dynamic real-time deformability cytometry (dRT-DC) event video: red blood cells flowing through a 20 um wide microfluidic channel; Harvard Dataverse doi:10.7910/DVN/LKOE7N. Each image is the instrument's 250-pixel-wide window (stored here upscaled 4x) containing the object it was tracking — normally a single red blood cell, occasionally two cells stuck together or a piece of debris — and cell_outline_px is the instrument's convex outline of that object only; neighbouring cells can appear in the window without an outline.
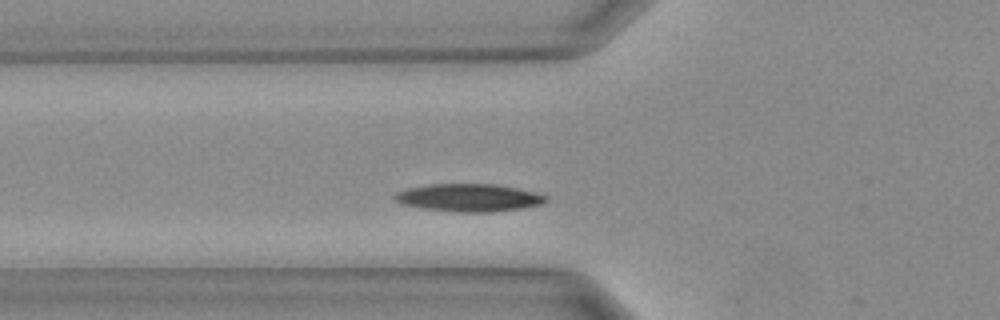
{"species": "Egyptian fruit bat (a non-hibernating species)", "species_latin": "Rousettus aegyptiacus", "temperature_condition": "warm", "stored_images_in_passage": 26, "camera_frame_rate_fps": 3000, "um_per_image_px": 0.085, "animal": {"sex": "female"}, "frame": {"image": 1, "passage_image": 5, "time_ms": 1.333, "image_size_px": [1000, 320], "cell_outline_px": [[548, 200], [544, 204], [520, 208], [492, 212], [456, 212], [424, 208], [400, 204], [392, 200], [392, 196], [396, 192], [408, 188], [428, 184], [496, 184], [516, 188], [548, 196]], "centroid_in_image_um": [39.81, 16.8], "position_along_channel_um": 86.0, "area_um2": 24.51}}
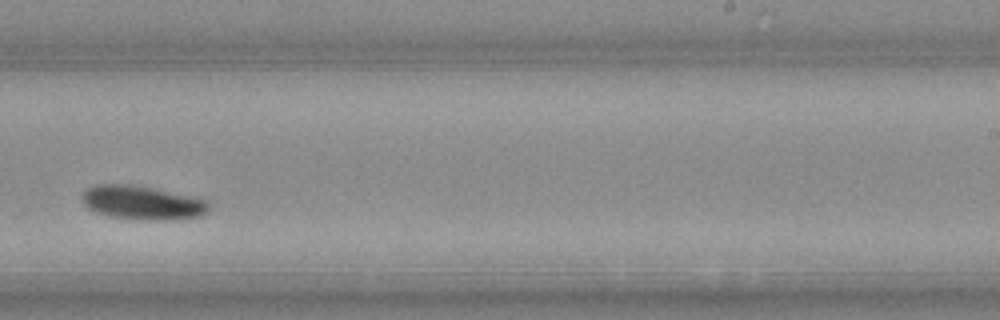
{"frame": {"image": 2, "passage_image": 15, "time_ms": 4.667, "image_size_px": [1000, 320], "cell_outline_px": [[212, 208], [208, 212], [200, 216], [180, 220], [132, 220], [108, 216], [96, 212], [88, 208], [84, 204], [84, 192], [88, 188], [96, 184], [132, 184], [152, 188], [208, 200]], "centroid_in_image_um": [12.15, 17.25], "position_along_channel_um": 276.8, "area_um2": 25.32}}
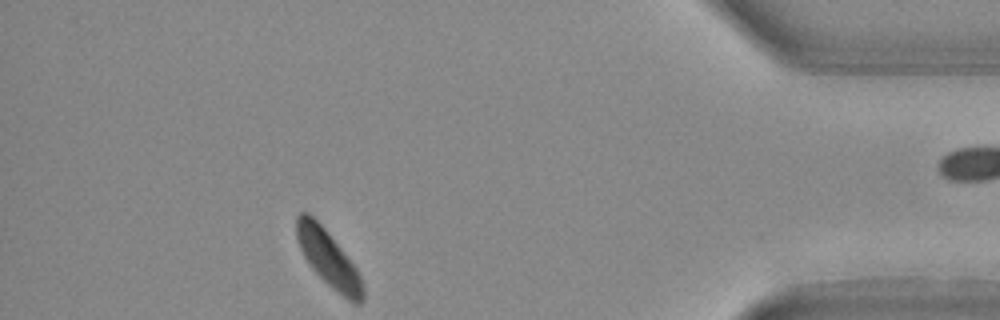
{"frame": {"image": 3, "passage_image": 24, "time_ms": 7.667, "image_size_px": [1000, 320], "cell_outline_px": [[364, 300], [360, 304], [352, 304], [332, 288], [312, 268], [304, 256], [300, 248], [296, 236], [296, 216], [300, 212], [308, 212], [328, 232], [356, 268], [360, 276], [364, 288]], "centroid_in_image_um": [27.92, 22.0], "position_along_channel_um": 407.3, "area_um2": 21.56}}